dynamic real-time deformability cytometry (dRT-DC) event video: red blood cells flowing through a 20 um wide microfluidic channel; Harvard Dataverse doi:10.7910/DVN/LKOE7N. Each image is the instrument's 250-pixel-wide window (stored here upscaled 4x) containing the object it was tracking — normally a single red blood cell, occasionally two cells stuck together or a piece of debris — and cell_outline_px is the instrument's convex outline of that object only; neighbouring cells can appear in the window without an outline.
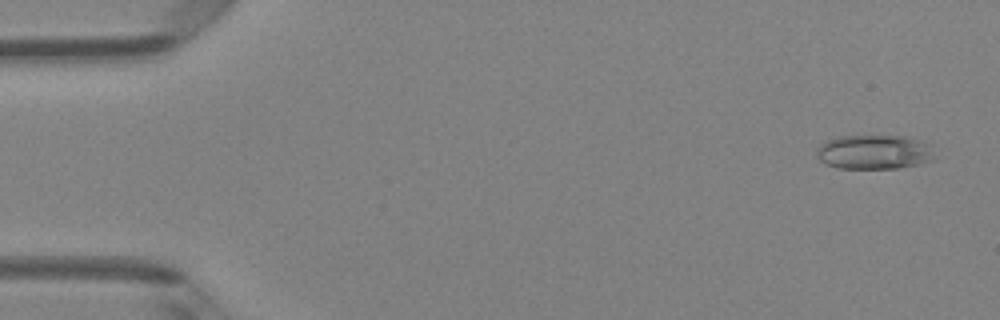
{"species": "Egyptian fruit bat (a non-hibernating species)", "species_latin": "Rousettus aegyptiacus", "temperature_condition": "room temperature", "stored_images_in_passage": 4, "camera_frame_rate_fps": 3000, "um_per_image_px": 0.085, "animal": {"sex": "female"}, "frame": {"image": 1, "passage_image": 1, "time_ms": 0.0, "image_size_px": [1000, 320], "cell_outline_px": [[936, 160], [920, 164], [900, 168], [836, 168], [820, 160], [816, 156], [816, 148], [820, 144], [828, 140], [840, 136], [904, 136], [924, 140], [932, 144]], "centroid_in_image_um": [74.38, 12.92], "position_along_channel_um": 10.6, "area_um2": 24.1}}
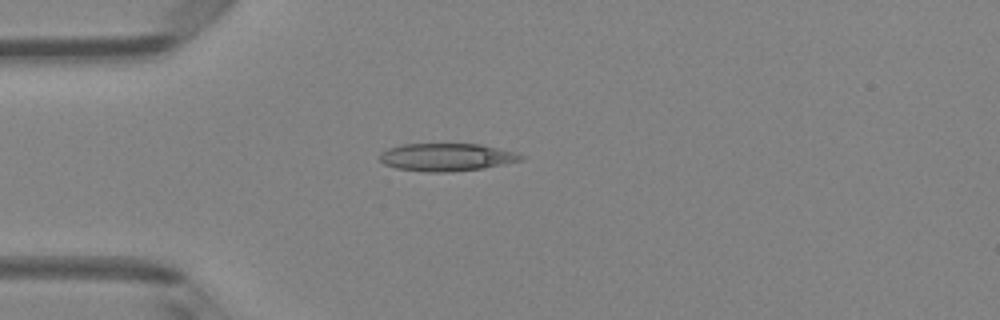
{"frame": {"image": 2, "passage_image": 4, "time_ms": 3.667, "image_size_px": [1000, 320], "cell_outline_px": [[524, 160], [484, 168], [452, 172], [428, 172], [396, 168], [384, 164], [380, 160], [380, 152], [388, 148], [404, 144], [480, 144], [516, 152], [524, 156]], "centroid_in_image_um": [37.97, 13.36], "position_along_channel_um": 47.0, "area_um2": 22.89}}